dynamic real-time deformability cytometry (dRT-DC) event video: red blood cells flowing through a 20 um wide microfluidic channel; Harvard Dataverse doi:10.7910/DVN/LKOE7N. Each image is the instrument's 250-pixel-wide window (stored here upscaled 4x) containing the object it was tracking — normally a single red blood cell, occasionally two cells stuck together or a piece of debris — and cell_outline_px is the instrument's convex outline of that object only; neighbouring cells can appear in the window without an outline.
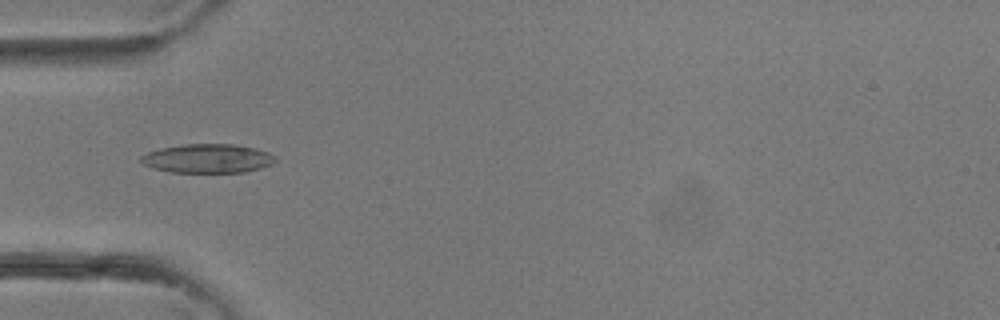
{"species": "common noctule bat (a hibernating species)", "species_latin": "Nyctalus noctula", "temperature_condition": "room temperature", "stored_images_in_passage": 28, "camera_frame_rate_fps": 3000, "um_per_image_px": 0.085, "animal": {"sex": "female"}, "frame": {"image": 1, "passage_image": 4, "time_ms": 1.0, "image_size_px": [1000, 320], "cell_outline_px": [[276, 160], [272, 164], [260, 168], [244, 172], [168, 172], [152, 168], [144, 164], [140, 160], [140, 156], [148, 152], [160, 148], [184, 144], [236, 144], [256, 148], [268, 152], [276, 156]], "centroid_in_image_um": [17.65, 13.46], "position_along_channel_um": 67.3, "area_um2": 22.77}}
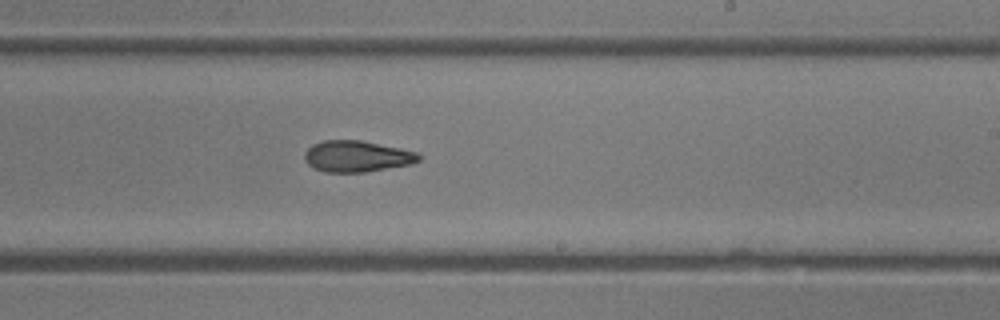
{"frame": {"image": 2, "passage_image": 14, "time_ms": 4.333, "image_size_px": [1000, 320], "cell_outline_px": [[420, 160], [412, 164], [364, 172], [324, 172], [312, 168], [304, 160], [304, 152], [312, 144], [324, 140], [360, 140], [420, 152]], "centroid_in_image_um": [30.32, 13.29], "position_along_channel_um": 258.7, "area_um2": 20.98}}
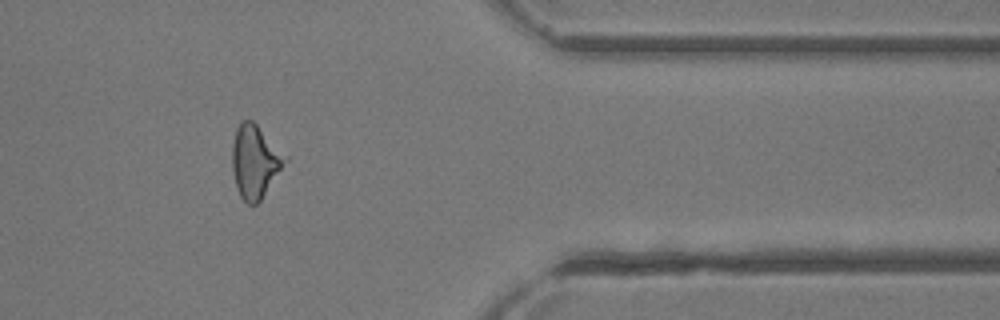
{"frame": {"image": 3, "passage_image": 22, "time_ms": 7.0, "image_size_px": [1000, 320], "cell_outline_px": [[288, 160], [260, 200], [256, 204], [248, 204], [240, 196], [236, 188], [232, 172], [232, 144], [236, 128], [240, 120], [252, 120], [288, 156]], "centroid_in_image_um": [21.66, 13.71], "position_along_channel_um": 389.7, "area_um2": 22.54}}